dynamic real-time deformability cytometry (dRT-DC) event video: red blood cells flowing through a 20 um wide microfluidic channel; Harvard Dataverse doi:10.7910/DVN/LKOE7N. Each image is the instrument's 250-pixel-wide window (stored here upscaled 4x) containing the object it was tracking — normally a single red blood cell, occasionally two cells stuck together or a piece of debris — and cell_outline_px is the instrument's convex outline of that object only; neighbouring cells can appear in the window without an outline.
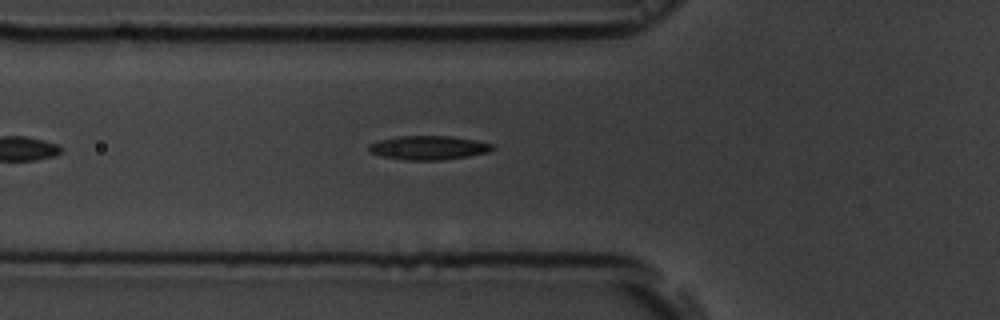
{"species": "common noctule bat (a hibernating species)", "species_latin": "Nyctalus noctula", "temperature_condition": "room temperature", "stored_images_in_passage": 14, "camera_frame_rate_fps": 3000, "um_per_image_px": 0.085, "animal": {"sex": "male", "body_mass_g": 19.5, "forearm_length_mm": 54.6}, "frame": {"image": 1, "passage_image": 3, "time_ms": 0.667, "image_size_px": [1000, 320], "cell_outline_px": [[496, 148], [488, 152], [468, 156], [440, 160], [404, 160], [384, 156], [372, 152], [368, 148], [368, 144], [380, 140], [400, 136], [452, 136], [476, 140], [496, 144]], "centroid_in_image_um": [36.5, 12.55], "position_along_channel_um": 89.3, "area_um2": 17.22}}
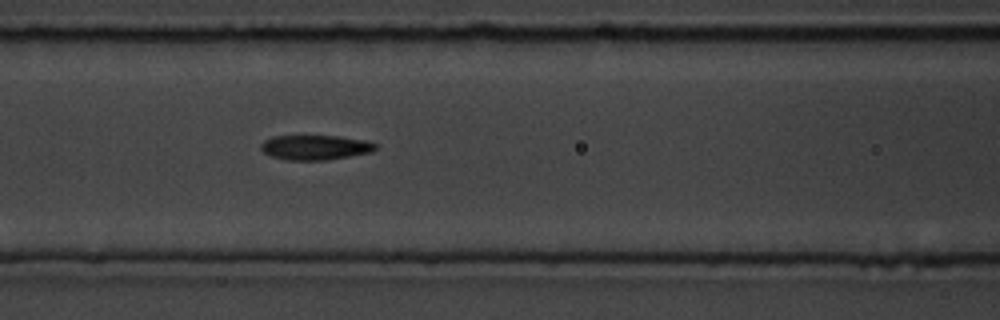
{"frame": {"image": 2, "passage_image": 7, "time_ms": 2.0, "image_size_px": [1000, 320], "cell_outline_px": [[376, 148], [372, 152], [328, 160], [288, 160], [272, 156], [264, 152], [260, 148], [260, 144], [264, 140], [272, 136], [340, 136], [368, 140], [376, 144]], "centroid_in_image_um": [26.81, 12.52], "position_along_channel_um": 139.8, "area_um2": 16.65}}